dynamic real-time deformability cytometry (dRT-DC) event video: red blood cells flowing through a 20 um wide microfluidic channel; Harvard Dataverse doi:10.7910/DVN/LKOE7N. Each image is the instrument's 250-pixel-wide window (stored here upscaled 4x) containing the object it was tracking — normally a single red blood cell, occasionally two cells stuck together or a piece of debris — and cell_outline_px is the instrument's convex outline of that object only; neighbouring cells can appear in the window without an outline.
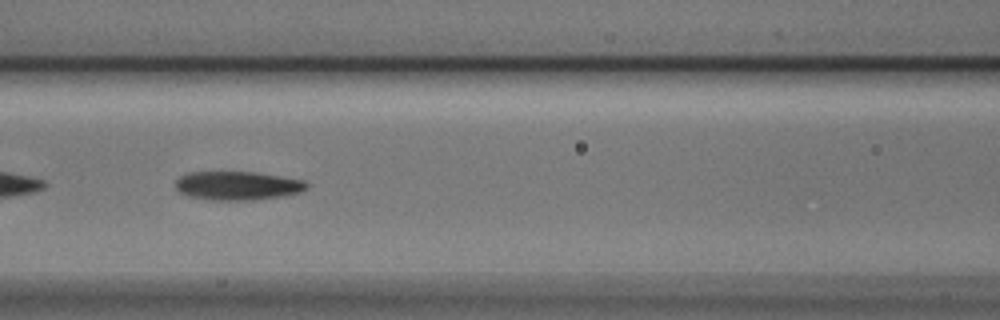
{"species": "Egyptian fruit bat (a non-hibernating species)", "species_latin": "Rousettus aegyptiacus", "temperature_condition": "cold", "stored_images_in_passage": 55, "camera_frame_rate_fps": 3000, "um_per_image_px": 0.085, "animal": {"sex": "male"}, "frame": {"image": 1, "passage_image": 24, "time_ms": 7.667, "image_size_px": [1000, 320], "cell_outline_px": [[308, 188], [300, 192], [284, 196], [252, 200], [212, 200], [188, 196], [180, 192], [176, 188], [176, 180], [180, 176], [188, 172], [256, 172], [304, 180], [308, 184]], "centroid_in_image_um": [20.2, 15.78], "position_along_channel_um": 146.4, "area_um2": 22.02}}
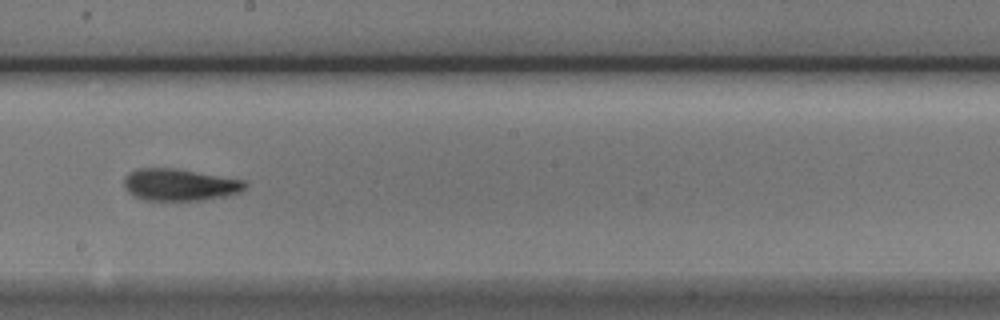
{"frame": {"image": 2, "passage_image": 31, "time_ms": 10.0, "image_size_px": [1000, 320], "cell_outline_px": [[248, 184], [240, 192], [224, 196], [204, 200], [144, 200], [128, 192], [124, 188], [124, 176], [128, 172], [136, 168], [176, 168], [244, 180]], "centroid_in_image_um": [15.24, 15.69], "position_along_channel_um": 233.0, "area_um2": 22.6}}
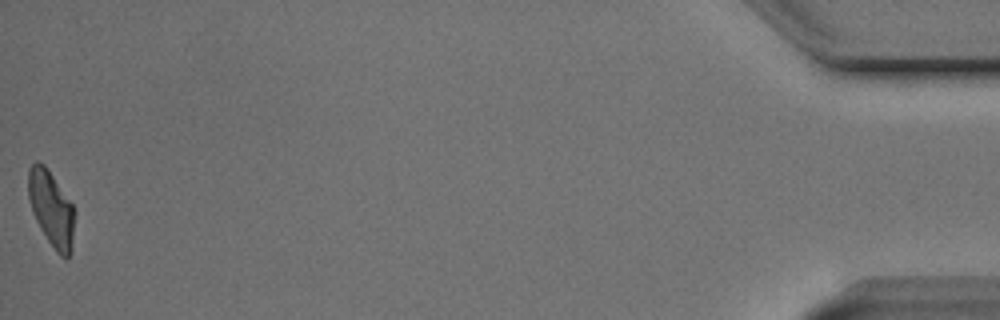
{"frame": {"image": 3, "passage_image": 55, "time_ms": 18.0, "image_size_px": [1000, 320], "cell_outline_px": [[76, 212], [72, 248], [68, 256], [64, 260], [56, 252], [40, 228], [32, 212], [28, 196], [28, 168], [36, 160], [44, 164], [72, 204]], "centroid_in_image_um": [4.37, 17.75], "position_along_channel_um": 430.8, "area_um2": 20.46}, "authors_computed_cell_mechanics": {"area_um2": 22.6576, "velocity_mm_per_s": 3.7199, "shape_relaxation_time_tau1_ms": 4.6581, "shape_relaxation_time_tau2_ms": 2.7919, "deformation_change_tau1": 0.1546, "deformation_change_tau2": 0.0974}}